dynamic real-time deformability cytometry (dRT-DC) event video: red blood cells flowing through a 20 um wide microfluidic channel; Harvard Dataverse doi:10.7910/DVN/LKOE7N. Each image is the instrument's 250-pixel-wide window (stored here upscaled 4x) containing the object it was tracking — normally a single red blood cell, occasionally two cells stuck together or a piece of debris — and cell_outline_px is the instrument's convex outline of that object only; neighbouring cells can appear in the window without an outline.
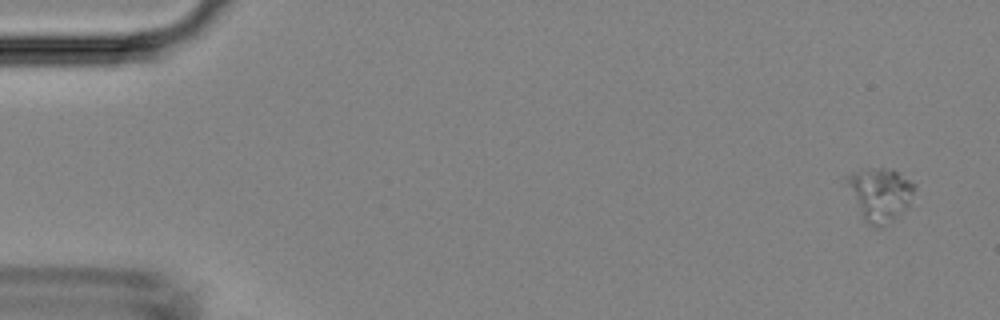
{"species": "Egyptian fruit bat (a non-hibernating species)", "species_latin": "Rousettus aegyptiacus", "temperature_condition": "room temperature", "stored_images_in_passage": 3, "camera_frame_rate_fps": 3000, "um_per_image_px": 0.085, "animal": {"sex": "female"}, "frame": {"image": 1, "passage_image": 1, "time_ms": 0.0, "image_size_px": [1000, 320], "cell_outline_px": [[916, 188], [908, 204], [892, 220], [880, 228], [876, 228], [868, 224], [864, 220], [844, 176], [852, 172], [876, 168], [892, 168], [916, 184]], "centroid_in_image_um": [74.82, 16.49], "position_along_channel_um": 10.2, "area_um2": 20.46}}